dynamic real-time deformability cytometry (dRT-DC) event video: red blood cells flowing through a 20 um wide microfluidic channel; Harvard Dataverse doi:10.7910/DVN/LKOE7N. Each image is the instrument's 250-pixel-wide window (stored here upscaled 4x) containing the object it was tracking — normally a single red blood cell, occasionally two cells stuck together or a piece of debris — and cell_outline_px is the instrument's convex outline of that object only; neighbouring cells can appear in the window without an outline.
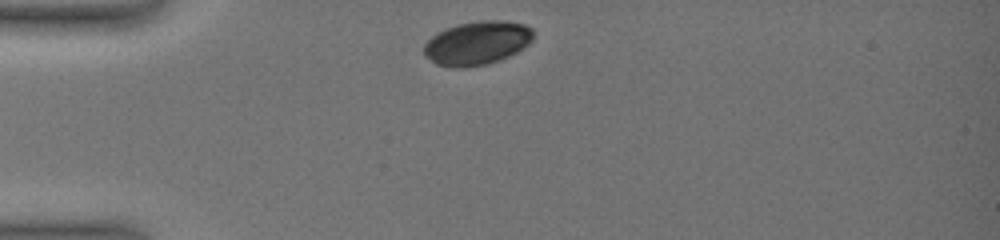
{"species": "common noctule bat (a hibernating species)", "species_latin": "Nyctalus noctula", "temperature_condition": "warm", "stored_images_in_passage": 44, "camera_frame_rate_fps": 3000, "um_per_image_px": 0.085, "animal": {"sex": "female", "body_mass_g": 19.0, "forearm_length_mm": 51.5}, "frame": {"image": 1, "passage_image": 1, "time_ms": 0.0, "image_size_px": [1000, 240], "cell_outline_px": [[532, 40], [524, 48], [500, 60], [488, 64], [464, 68], [452, 68], [436, 64], [424, 56], [424, 44], [436, 32], [444, 28], [460, 24], [480, 20], [500, 20], [524, 24], [532, 28]], "centroid_in_image_um": [40.53, 3.67], "position_along_channel_um": 44.5, "area_um2": 28.03}}
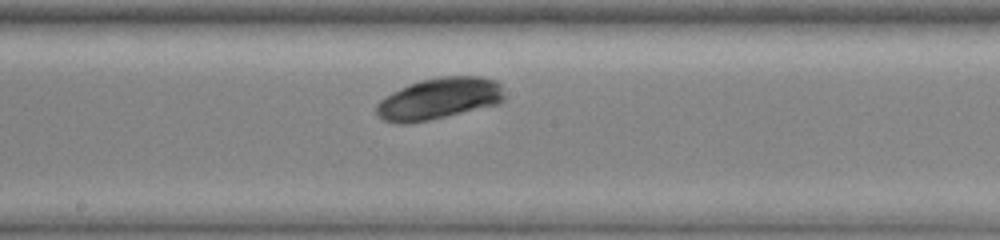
{"frame": {"image": 2, "passage_image": 18, "time_ms": 5.667, "image_size_px": [1000, 240], "cell_outline_px": [[504, 100], [500, 104], [448, 116], [408, 124], [396, 124], [384, 120], [376, 112], [376, 104], [384, 96], [408, 84], [420, 80], [440, 76], [480, 76], [496, 80], [500, 84], [504, 96]], "centroid_in_image_um": [37.32, 8.38], "position_along_channel_um": 210.9, "area_um2": 31.27}}
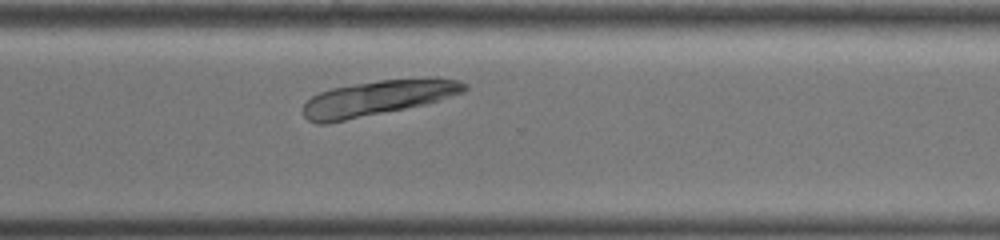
{"frame": {"image": 3, "passage_image": 33, "time_ms": 9.333, "image_size_px": [1000, 240], "cell_outline_px": [[468, 88], [464, 92], [440, 100], [424, 104], [328, 124], [320, 124], [308, 120], [304, 116], [304, 104], [312, 96], [320, 92], [332, 88], [380, 80], [460, 80], [468, 84]], "centroid_in_image_um": [32.04, 8.37], "position_along_channel_um": 338.6, "area_um2": 32.14}}